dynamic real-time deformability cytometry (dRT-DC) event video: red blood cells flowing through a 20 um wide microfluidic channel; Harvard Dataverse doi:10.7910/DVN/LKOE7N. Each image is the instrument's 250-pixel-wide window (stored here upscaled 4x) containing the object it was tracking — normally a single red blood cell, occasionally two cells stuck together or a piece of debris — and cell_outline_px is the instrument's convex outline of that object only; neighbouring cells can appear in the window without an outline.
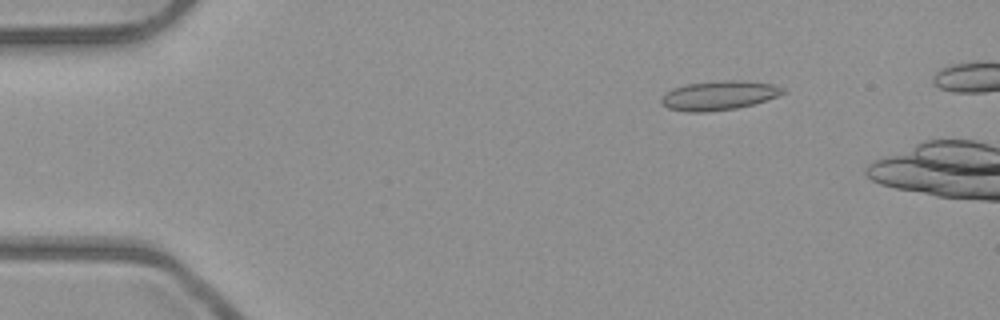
{"species": "common noctule bat (a hibernating species)", "species_latin": "Nyctalus noctula", "temperature_condition": "room temperature", "stored_images_in_passage": 13, "camera_frame_rate_fps": 3000, "um_per_image_px": 0.085, "animal": {"sex": "male", "body_mass_g": 23.1, "forearm_length_mm": 52.7}, "frame": {"image": 1, "passage_image": 8, "time_ms": 2.333, "image_size_px": [1000, 320], "cell_outline_px": [[788, 92], [752, 104], [736, 108], [708, 112], [688, 112], [668, 108], [660, 100], [672, 88], [688, 84], [728, 80], [740, 80], [772, 84], [784, 88]], "centroid_in_image_um": [61.13, 8.11], "position_along_channel_um": 23.9, "area_um2": 20.35}}